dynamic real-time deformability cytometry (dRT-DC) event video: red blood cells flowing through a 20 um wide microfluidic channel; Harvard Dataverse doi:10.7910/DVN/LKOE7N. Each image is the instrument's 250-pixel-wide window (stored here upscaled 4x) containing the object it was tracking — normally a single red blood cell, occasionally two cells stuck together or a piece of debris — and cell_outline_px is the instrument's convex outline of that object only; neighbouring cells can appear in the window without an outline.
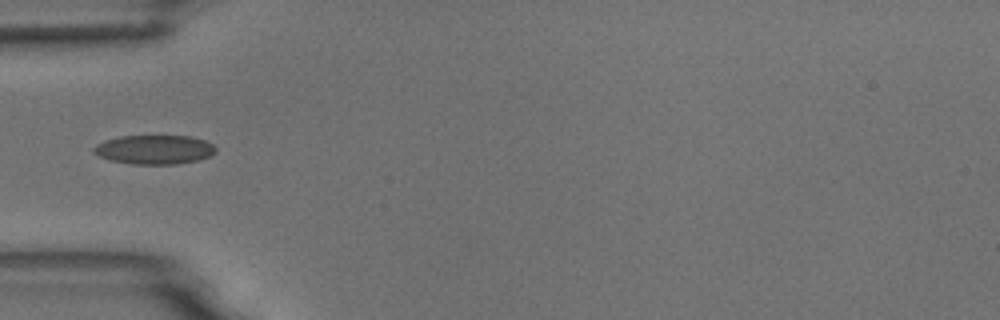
{"species": "common noctule bat (a hibernating species)", "species_latin": "Nyctalus noctula", "temperature_condition": "room temperature", "stored_images_in_passage": 3, "camera_frame_rate_fps": 3000, "um_per_image_px": 0.085, "animal": {"sex": "male", "body_mass_g": 18.8}, "frame": {"image": 1, "passage_image": 1, "time_ms": 0.0, "image_size_px": [1000, 320], "cell_outline_px": [[216, 152], [212, 156], [200, 160], [176, 164], [132, 164], [108, 160], [92, 152], [92, 148], [96, 144], [104, 140], [120, 136], [192, 136], [204, 140], [212, 144], [216, 148]], "centroid_in_image_um": [13.13, 12.72], "position_along_channel_um": 71.9, "area_um2": 20.98}}